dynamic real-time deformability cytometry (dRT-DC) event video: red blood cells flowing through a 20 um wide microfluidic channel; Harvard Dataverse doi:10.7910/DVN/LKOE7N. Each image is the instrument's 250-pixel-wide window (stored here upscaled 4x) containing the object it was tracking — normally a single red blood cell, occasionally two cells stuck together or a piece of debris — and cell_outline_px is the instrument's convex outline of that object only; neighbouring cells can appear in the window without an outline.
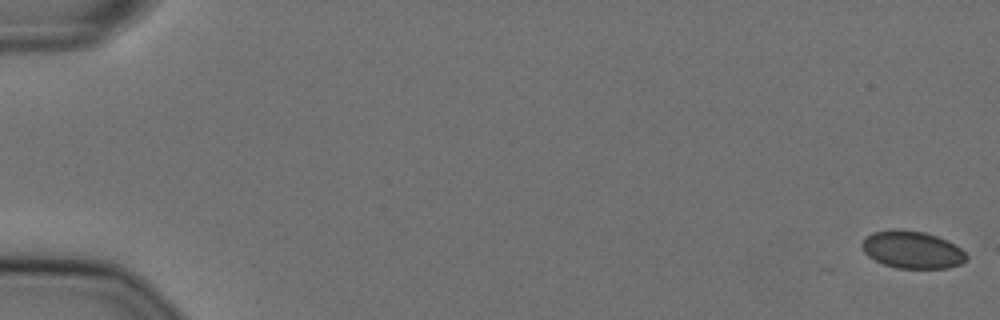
{"species": "Egyptian fruit bat (a non-hibernating species)", "species_latin": "Rousettus aegyptiacus", "temperature_condition": "cold", "stored_images_in_passage": 8, "camera_frame_rate_fps": 3000, "um_per_image_px": 0.085, "animal": {"sex": "female"}, "frame": {"image": 1, "passage_image": 1, "time_ms": 0.0, "image_size_px": [1000, 320], "cell_outline_px": [[968, 260], [960, 264], [948, 268], [896, 268], [884, 264], [868, 256], [864, 252], [860, 244], [872, 232], [924, 232], [936, 236], [960, 248], [968, 256]], "centroid_in_image_um": [77.56, 21.28], "position_along_channel_um": 7.4, "area_um2": 21.91}}